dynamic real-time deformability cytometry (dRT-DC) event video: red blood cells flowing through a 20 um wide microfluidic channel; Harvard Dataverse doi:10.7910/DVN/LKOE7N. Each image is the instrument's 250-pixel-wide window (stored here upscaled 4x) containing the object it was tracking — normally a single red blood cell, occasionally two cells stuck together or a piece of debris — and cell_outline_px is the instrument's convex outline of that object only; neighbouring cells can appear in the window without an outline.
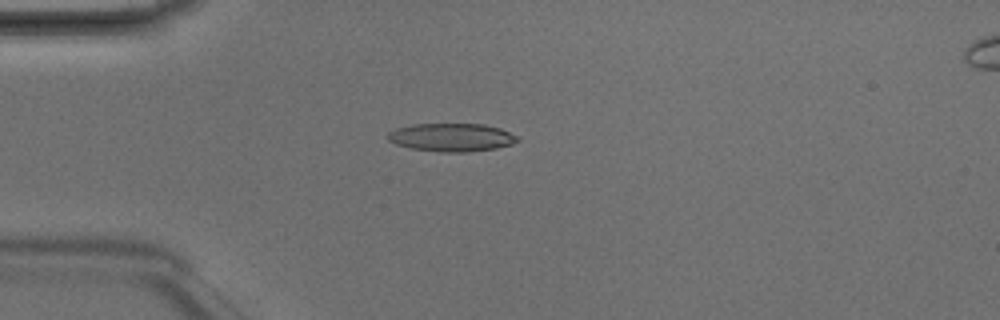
{"species": "Egyptian fruit bat (a non-hibernating species)", "species_latin": "Rousettus aegyptiacus", "temperature_condition": "room temperature", "stored_images_in_passage": 4, "camera_frame_rate_fps": 3000, "um_per_image_px": 0.085, "animal": {"sex": "male"}, "frame": {"image": 1, "passage_image": 3, "time_ms": 0.667, "image_size_px": [1000, 320], "cell_outline_px": [[520, 140], [512, 144], [496, 148], [468, 152], [440, 152], [412, 148], [396, 144], [388, 140], [388, 132], [396, 128], [412, 124], [484, 124], [500, 128], [516, 136]], "centroid_in_image_um": [38.38, 11.67], "position_along_channel_um": 46.6, "area_um2": 21.21}}